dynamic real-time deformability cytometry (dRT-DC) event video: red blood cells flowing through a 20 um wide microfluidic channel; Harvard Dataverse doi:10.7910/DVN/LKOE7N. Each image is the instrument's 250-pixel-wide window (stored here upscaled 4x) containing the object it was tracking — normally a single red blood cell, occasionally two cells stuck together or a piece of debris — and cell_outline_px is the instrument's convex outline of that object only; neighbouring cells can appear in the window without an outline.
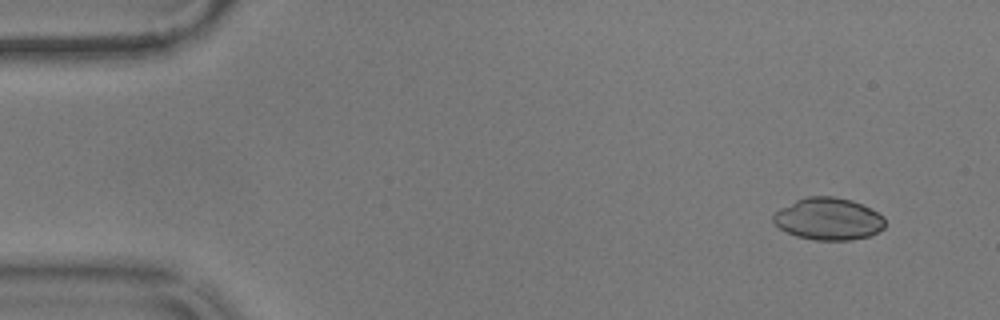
{"species": "common noctule bat (a hibernating species)", "species_latin": "Nyctalus noctula", "temperature_condition": "warm", "stored_images_in_passage": 15, "camera_frame_rate_fps": 3000, "um_per_image_px": 0.085, "animal": {"sex": "male", "body_mass_g": 17.9}, "frame": {"image": 1, "passage_image": 1, "time_ms": 0.0, "image_size_px": [1000, 320], "cell_outline_px": [[884, 228], [868, 236], [852, 240], [816, 240], [796, 236], [780, 228], [772, 220], [772, 216], [780, 208], [796, 200], [808, 196], [832, 196], [852, 200], [884, 216]], "centroid_in_image_um": [70.4, 18.61], "position_along_channel_um": 14.6, "area_um2": 27.22}}
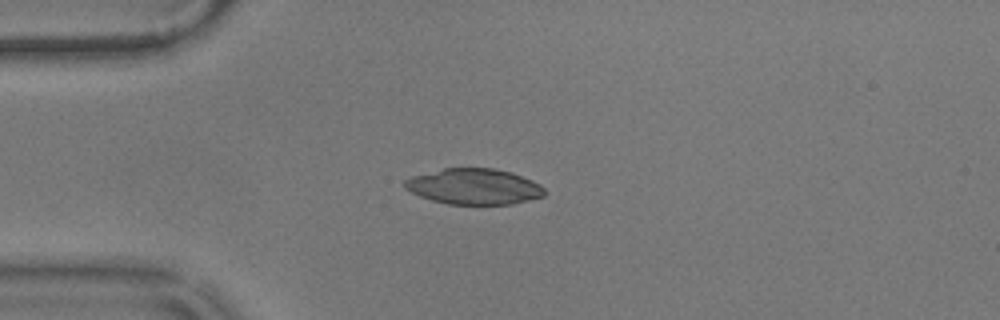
{"frame": {"image": 2, "passage_image": 11, "time_ms": 3.333, "image_size_px": [1000, 320], "cell_outline_px": [[544, 196], [512, 204], [448, 204], [432, 200], [420, 196], [404, 188], [404, 180], [412, 176], [444, 168], [492, 168], [512, 172], [532, 180], [540, 184], [544, 188]], "centroid_in_image_um": [40.29, 15.85], "position_along_channel_um": 44.7, "area_um2": 29.07}}